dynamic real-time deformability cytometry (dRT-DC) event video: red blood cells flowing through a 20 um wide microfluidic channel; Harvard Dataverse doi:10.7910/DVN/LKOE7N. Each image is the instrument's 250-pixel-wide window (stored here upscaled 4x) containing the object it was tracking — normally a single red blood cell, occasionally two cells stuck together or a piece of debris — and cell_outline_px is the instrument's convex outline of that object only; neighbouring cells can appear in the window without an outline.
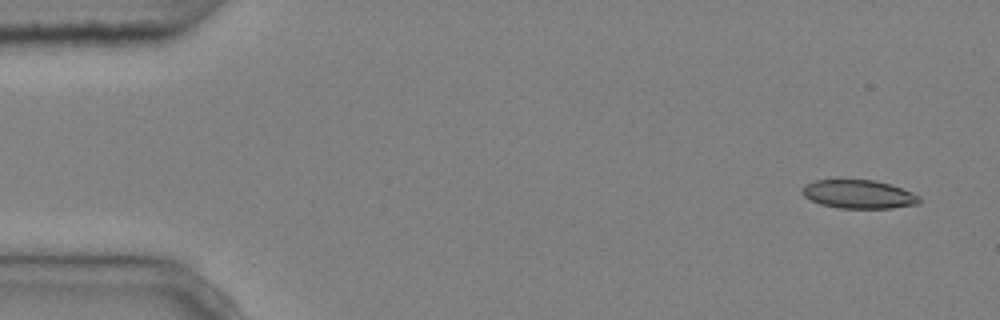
{"species": "common noctule bat (a hibernating species)", "species_latin": "Nyctalus noctula", "temperature_condition": "cold", "stored_images_in_passage": 4, "segment_of_instrument_passage": [1, 2], "camera_frame_rate_fps": 3000, "um_per_image_px": 0.085, "animal": {"sex": "male", "body_mass_g": 20.4}, "frame": {"image": 1, "passage_image": 1, "time_ms": 0.0, "image_size_px": [1000, 320], "cell_outline_px": [[920, 204], [892, 208], [840, 208], [820, 204], [804, 196], [800, 188], [804, 184], [816, 180], [872, 180], [888, 184], [912, 192], [920, 196]], "centroid_in_image_um": [72.98, 16.51], "position_along_channel_um": 12.0, "area_um2": 19.42}}